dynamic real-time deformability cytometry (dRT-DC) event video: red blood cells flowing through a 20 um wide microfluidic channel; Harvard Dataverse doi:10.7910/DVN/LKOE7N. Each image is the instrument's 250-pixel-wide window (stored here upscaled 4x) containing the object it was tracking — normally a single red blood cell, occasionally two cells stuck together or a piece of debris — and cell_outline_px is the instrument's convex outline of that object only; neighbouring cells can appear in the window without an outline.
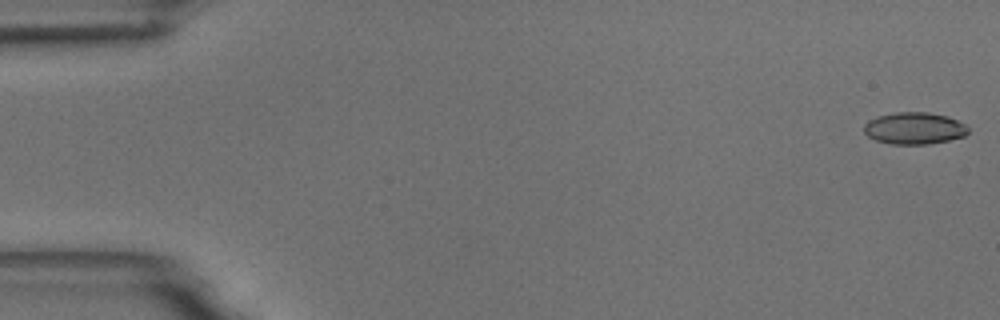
{"species": "common noctule bat (a hibernating species)", "species_latin": "Nyctalus noctula", "temperature_condition": "room temperature", "stored_images_in_passage": 55, "camera_frame_rate_fps": 3000, "um_per_image_px": 0.085, "animal": {"sex": "male", "body_mass_g": 18.8}, "frame": {"image": 1, "passage_image": 1, "time_ms": 0.0, "image_size_px": [1000, 320], "cell_outline_px": [[968, 132], [964, 136], [948, 140], [928, 144], [892, 144], [876, 140], [868, 136], [864, 132], [864, 124], [868, 120], [876, 116], [896, 112], [928, 112], [948, 116], [964, 124], [968, 128]], "centroid_in_image_um": [77.69, 10.89], "position_along_channel_um": 7.3, "area_um2": 19.36}}
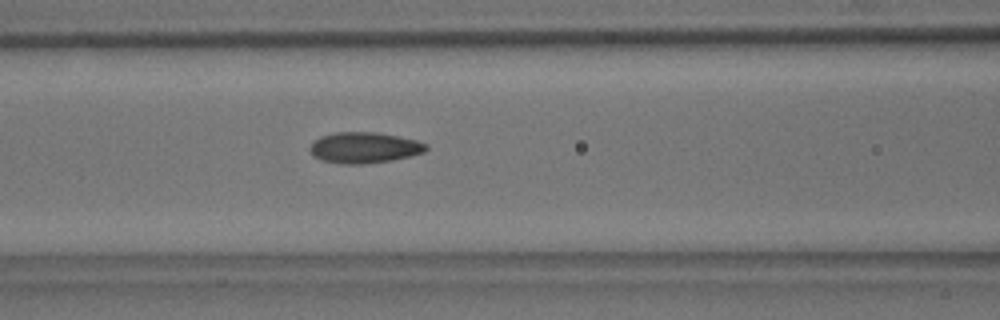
{"frame": {"image": 2, "passage_image": 23, "time_ms": 7.333, "image_size_px": [1000, 320], "cell_outline_px": [[428, 148], [424, 152], [412, 156], [392, 160], [364, 164], [340, 164], [320, 160], [312, 156], [308, 148], [312, 140], [320, 136], [336, 132], [376, 132], [400, 136], [416, 140], [428, 144]], "centroid_in_image_um": [30.93, 12.55], "position_along_channel_um": 135.7, "area_um2": 21.39}}
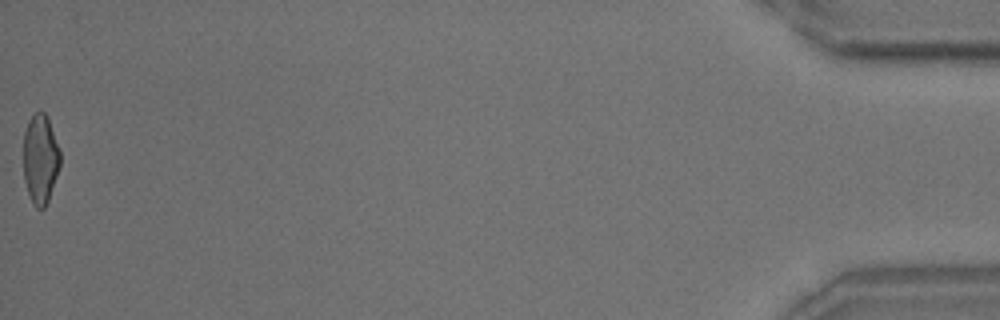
{"frame": {"image": 3, "passage_image": 55, "time_ms": 18.0, "image_size_px": [1000, 320], "cell_outline_px": [[60, 164], [48, 200], [44, 208], [36, 208], [32, 204], [24, 180], [24, 132], [28, 120], [36, 112], [44, 112], [48, 116], [60, 152]], "centroid_in_image_um": [3.42, 13.5], "position_along_channel_um": 431.8, "area_um2": 19.02}, "authors_computed_cell_mechanics": {"area_um2": 19.941, "velocity_mm_per_s": 3.7035, "shape_relaxation_time_tau1_ms": 5.6084, "shape_relaxation_time_tau2_ms": 2.1246, "deformation_change_tau1": 0.1616, "deformation_change_tau2": 0.0851}}